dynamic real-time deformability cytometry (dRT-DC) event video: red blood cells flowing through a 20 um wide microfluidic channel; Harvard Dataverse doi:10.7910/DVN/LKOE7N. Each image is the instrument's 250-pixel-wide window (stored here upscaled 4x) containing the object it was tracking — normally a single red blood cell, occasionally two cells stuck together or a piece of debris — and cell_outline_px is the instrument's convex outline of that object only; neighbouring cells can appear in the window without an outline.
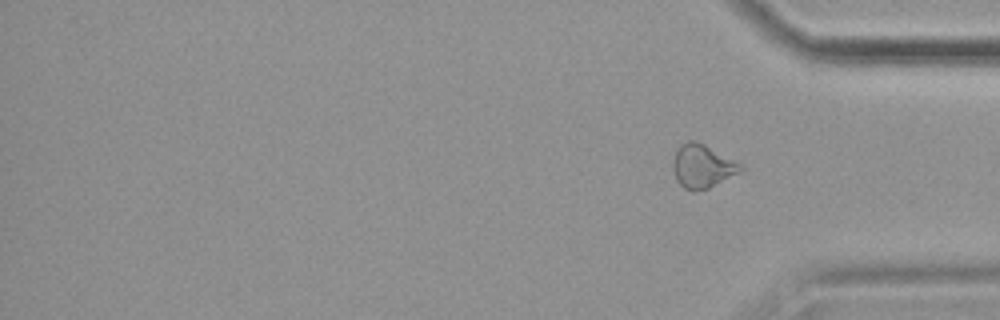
{"species": "common noctule bat (a hibernating species)", "species_latin": "Nyctalus noctula", "temperature_condition": "cold", "stored_images_in_passage": 13, "segment_of_instrument_passage": [2, 2], "camera_frame_rate_fps": 3000, "um_per_image_px": 0.085, "animal": {"sex": "female", "body_mass_g": 19.9}, "frame": {"image": 1, "passage_image": 13, "time_ms": 16.0, "image_size_px": [1000, 320], "cell_outline_px": [[744, 168], [740, 172], [708, 188], [684, 188], [676, 180], [672, 168], [672, 160], [676, 148], [680, 144], [688, 140], [696, 140], [704, 144], [740, 164]], "centroid_in_image_um": [59.64, 14.08], "position_along_channel_um": 375.6, "area_um2": 16.76}}